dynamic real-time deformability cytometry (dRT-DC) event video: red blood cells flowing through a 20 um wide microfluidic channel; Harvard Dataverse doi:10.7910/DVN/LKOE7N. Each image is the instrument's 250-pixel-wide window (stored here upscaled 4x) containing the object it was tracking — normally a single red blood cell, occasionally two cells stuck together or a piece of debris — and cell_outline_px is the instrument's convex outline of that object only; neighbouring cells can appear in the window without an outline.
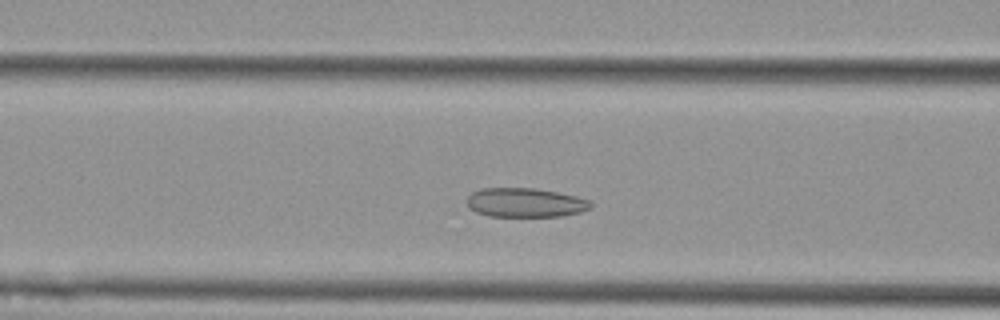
{"species": "Egyptian fruit bat (a non-hibernating species)", "species_latin": "Rousettus aegyptiacus", "temperature_condition": "cold", "stored_images_in_passage": 46, "camera_frame_rate_fps": 3000, "um_per_image_px": 0.085, "animal": {"sex": "female"}, "frame": {"image": 1, "passage_image": 13, "time_ms": 4.0, "image_size_px": [1000, 320], "cell_outline_px": [[592, 208], [580, 212], [560, 216], [488, 216], [476, 212], [468, 208], [468, 196], [472, 192], [480, 188], [536, 188], [576, 196], [588, 200], [592, 204]], "centroid_in_image_um": [44.63, 17.22], "position_along_channel_um": 122.0, "area_um2": 21.04}}
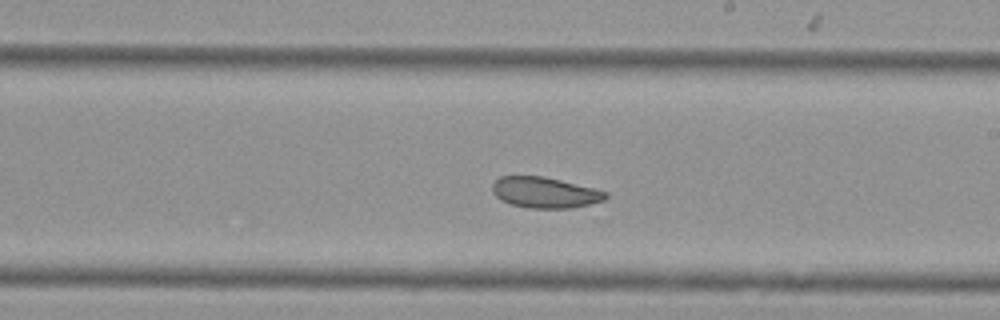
{"frame": {"image": 2, "passage_image": 23, "time_ms": 7.333, "image_size_px": [1000, 320], "cell_outline_px": [[608, 196], [604, 200], [572, 208], [528, 208], [512, 204], [500, 200], [492, 192], [492, 184], [500, 176], [544, 176], [608, 192]], "centroid_in_image_um": [46.29, 16.36], "position_along_channel_um": 242.7, "area_um2": 20.23}}
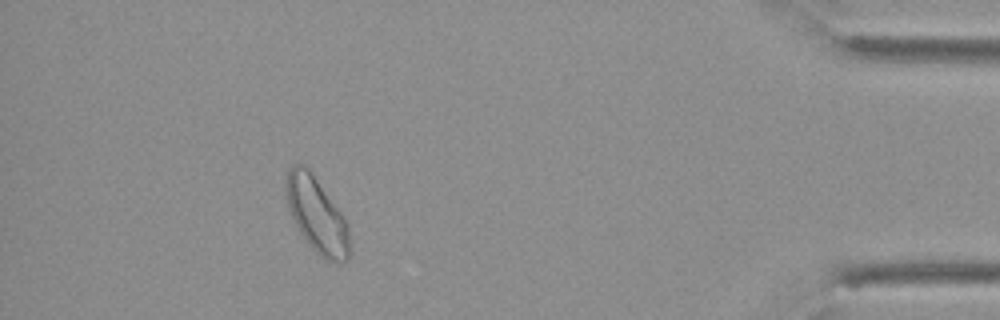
{"frame": {"image": 3, "passage_image": 41, "time_ms": 13.333, "image_size_px": [1000, 320], "cell_outline_px": [[352, 252], [348, 260], [328, 260], [320, 256], [308, 244], [300, 232], [292, 216], [284, 192], [284, 180], [292, 164], [304, 164], [308, 168], [344, 216], [348, 224]], "centroid_in_image_um": [26.93, 18.27], "position_along_channel_um": 408.3, "area_um2": 27.92}, "authors_computed_cell_mechanics": {"area_um2": 22.6287, "velocity_mm_per_s": 3.6412, "shape_relaxation_time_tau1_ms": null, "shape_relaxation_time_tau2_ms": 4.6884, "deformation_change_tau1": null, "deformation_change_tau2": 0.0824}}